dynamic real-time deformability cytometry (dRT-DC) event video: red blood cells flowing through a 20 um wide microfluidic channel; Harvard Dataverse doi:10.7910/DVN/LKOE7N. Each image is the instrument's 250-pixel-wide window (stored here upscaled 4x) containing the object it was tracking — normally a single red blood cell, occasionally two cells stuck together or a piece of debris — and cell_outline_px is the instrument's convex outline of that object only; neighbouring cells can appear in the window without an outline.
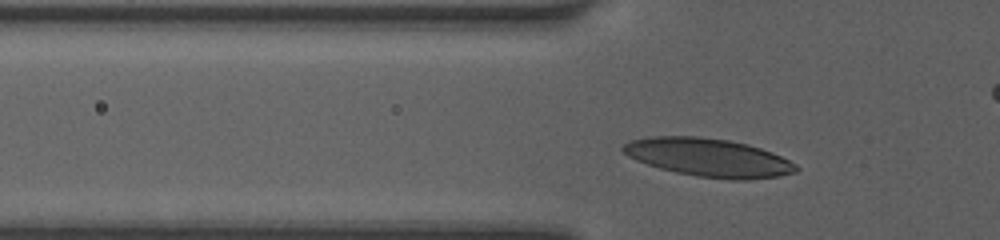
{"species": "human", "species_latin": "Homo sapiens", "temperature_condition": "room temperature", "stored_images_in_passage": 34, "camera_frame_rate_fps": 3000, "um_per_image_px": 0.085, "donor": {"sex": "female"}, "frame": {"image": 1, "passage_image": 8, "time_ms": 2.333, "image_size_px": [1000, 240], "cell_outline_px": [[800, 168], [796, 172], [780, 176], [748, 180], [732, 180], [696, 176], [676, 172], [660, 168], [636, 160], [628, 156], [620, 148], [624, 144], [632, 140], [652, 136], [696, 136], [728, 140], [748, 144], [772, 152], [796, 164]], "centroid_in_image_um": [60.25, 13.39], "position_along_channel_um": 65.6, "area_um2": 38.55}}
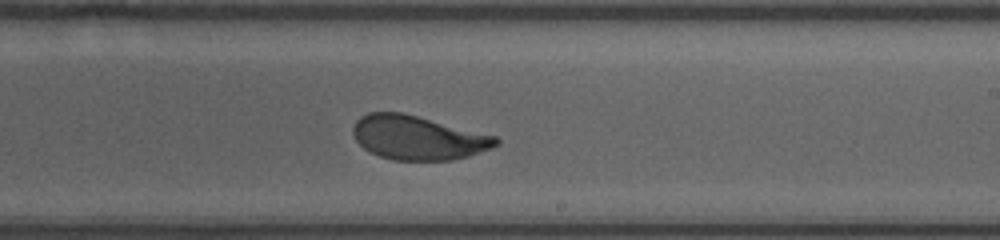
{"frame": {"image": 2, "passage_image": 22, "time_ms": 7.0, "image_size_px": [1000, 240], "cell_outline_px": [[500, 144], [492, 148], [468, 156], [452, 160], [392, 160], [380, 156], [364, 148], [356, 140], [352, 132], [352, 128], [356, 120], [360, 116], [368, 112], [404, 112], [496, 136], [500, 140]], "centroid_in_image_um": [35.52, 11.69], "position_along_channel_um": 253.5, "area_um2": 36.82}}
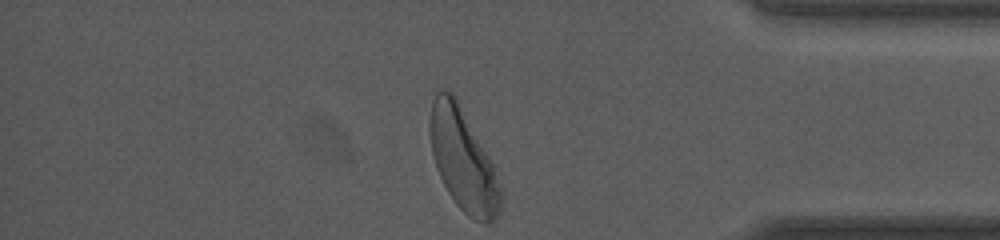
{"frame": {"image": 3, "passage_image": 34, "time_ms": 11.0, "image_size_px": [1000, 240], "cell_outline_px": [[500, 204], [496, 216], [488, 224], [472, 220], [456, 204], [448, 192], [436, 168], [432, 156], [428, 132], [428, 120], [432, 100], [436, 92], [440, 88], [444, 88], [452, 92], [456, 96], [488, 156], [492, 164], [500, 188]], "centroid_in_image_um": [39.29, 13.52], "position_along_channel_um": 395.9, "area_um2": 41.91}, "authors_computed_cell_mechanics": {"area_um2": 37.2232, "velocity_mm_per_s": 4.0908, "shape_relaxation_time_tau1_ms": 2.5007, "shape_relaxation_time_tau2_ms": null, "deformation_change_tau1": 0.1309, "deformation_change_tau2": null}}